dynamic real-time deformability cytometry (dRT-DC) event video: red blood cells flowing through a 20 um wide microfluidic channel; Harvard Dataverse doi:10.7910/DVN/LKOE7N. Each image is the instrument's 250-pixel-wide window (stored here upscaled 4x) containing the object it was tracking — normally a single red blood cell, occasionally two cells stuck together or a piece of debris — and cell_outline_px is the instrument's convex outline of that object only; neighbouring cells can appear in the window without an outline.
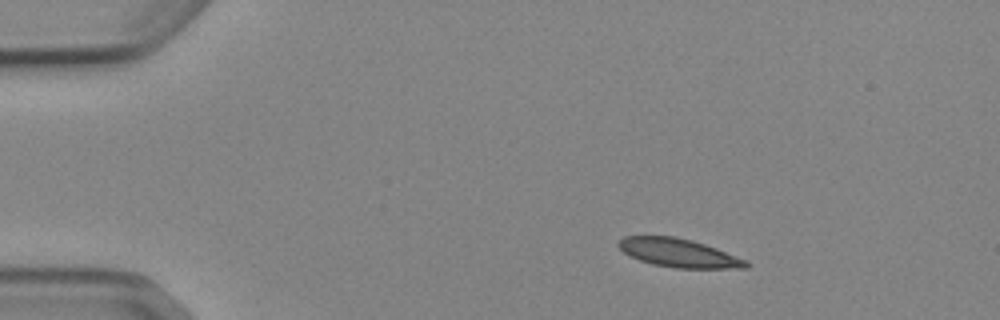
{"species": "Egyptian fruit bat (a non-hibernating species)", "species_latin": "Rousettus aegyptiacus", "temperature_condition": "cold", "stored_images_in_passage": 4, "camera_frame_rate_fps": 3000, "um_per_image_px": 0.085, "animal": {"sex": "female"}, "frame": {"image": 1, "passage_image": 2, "time_ms": 1.333, "image_size_px": [1000, 320], "cell_outline_px": [[752, 264], [748, 268], [676, 268], [652, 264], [640, 260], [624, 252], [616, 244], [624, 236], [676, 236], [692, 240], [716, 248], [748, 260]], "centroid_in_image_um": [57.74, 21.5], "position_along_channel_um": 27.3, "area_um2": 21.21}}
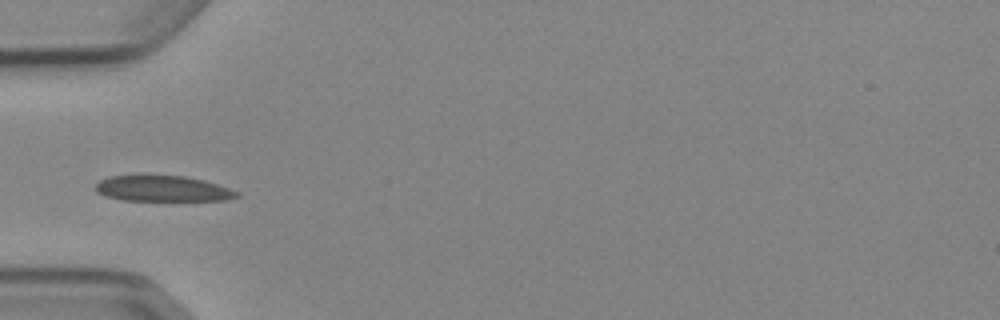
{"frame": {"image": 2, "passage_image": 4, "time_ms": 4.333, "image_size_px": [1000, 320], "cell_outline_px": [[240, 196], [224, 200], [124, 200], [104, 196], [96, 192], [96, 184], [100, 180], [108, 176], [184, 176], [204, 180], [240, 192]], "centroid_in_image_um": [13.82, 16.04], "position_along_channel_um": 71.2, "area_um2": 20.92}}